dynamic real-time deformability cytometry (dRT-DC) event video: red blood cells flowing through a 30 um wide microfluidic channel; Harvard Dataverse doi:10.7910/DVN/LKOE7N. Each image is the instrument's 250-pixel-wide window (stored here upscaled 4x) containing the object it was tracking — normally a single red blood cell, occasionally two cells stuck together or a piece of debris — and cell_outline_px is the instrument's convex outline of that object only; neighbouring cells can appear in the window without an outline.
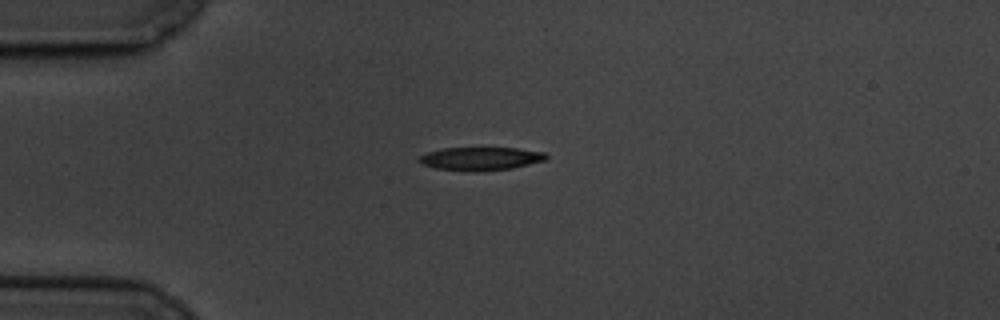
{"species": "common noctule bat (a hibernating species)", "species_latin": "Nyctalus noctula", "temperature_condition": "cold", "stored_images_in_passage": 6, "camera_frame_rate_fps": 3000, "um_per_image_px": 0.085, "animal": {"sex": "male", "body_mass_g": 19.5, "forearm_length_mm": 54.6}, "frame": {"image": 1, "passage_image": 4, "time_ms": 3.667, "image_size_px": [1000, 320], "cell_outline_px": [[548, 160], [512, 168], [436, 168], [420, 164], [416, 160], [420, 156], [428, 152], [444, 148], [516, 148], [544, 152], [548, 156]], "centroid_in_image_um": [40.89, 13.43], "position_along_channel_um": 44.1, "area_um2": 16.18}}
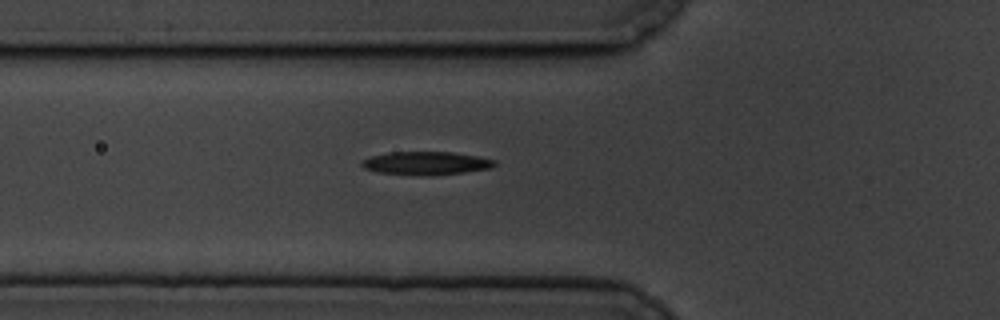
{"frame": {"image": 2, "passage_image": 6, "time_ms": 5.667, "image_size_px": [1000, 320], "cell_outline_px": [[496, 164], [492, 168], [464, 172], [428, 176], [376, 172], [364, 168], [360, 164], [364, 160], [372, 156], [388, 152], [452, 152], [480, 156], [496, 160]], "centroid_in_image_um": [36.26, 13.87], "position_along_channel_um": 89.5, "area_um2": 18.03}}